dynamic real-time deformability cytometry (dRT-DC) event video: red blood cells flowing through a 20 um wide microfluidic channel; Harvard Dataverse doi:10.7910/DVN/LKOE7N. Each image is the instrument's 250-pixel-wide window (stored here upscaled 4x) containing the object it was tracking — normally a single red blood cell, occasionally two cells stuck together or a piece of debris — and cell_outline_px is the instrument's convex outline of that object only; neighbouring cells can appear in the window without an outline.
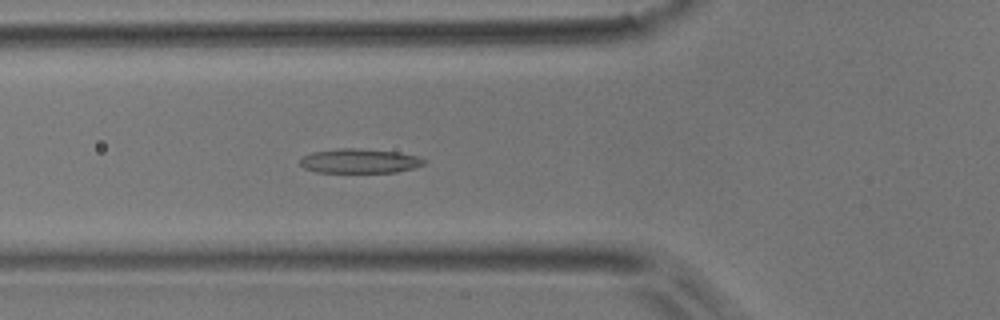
{"species": "common noctule bat (a hibernating species)", "species_latin": "Nyctalus noctula", "temperature_condition": "room temperature", "stored_images_in_passage": 50, "camera_frame_rate_fps": 3000, "um_per_image_px": 0.085, "animal": {"sex": "male", "body_mass_g": 17.9}, "frame": {"image": 1, "passage_image": 17, "time_ms": 5.333, "image_size_px": [1000, 320], "cell_outline_px": [[428, 160], [424, 164], [416, 168], [396, 172], [316, 172], [304, 168], [300, 164], [300, 160], [304, 156], [312, 152], [340, 148], [352, 148], [400, 152], [416, 156]], "centroid_in_image_um": [30.6, 13.68], "position_along_channel_um": 95.2, "area_um2": 17.63}}
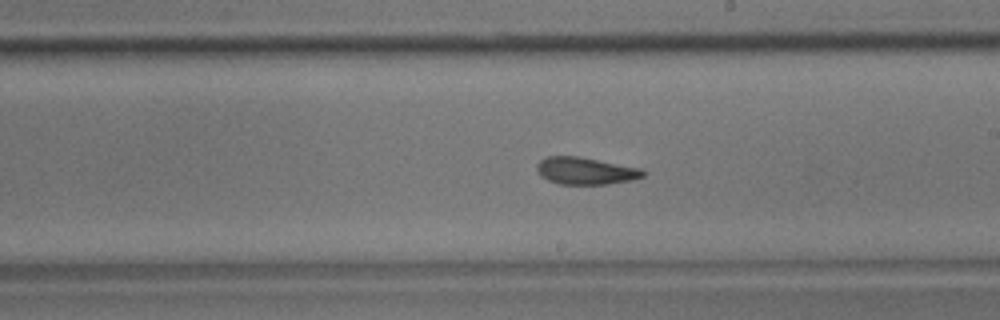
{"frame": {"image": 2, "passage_image": 28, "time_ms": 9.0, "image_size_px": [1000, 320], "cell_outline_px": [[648, 172], [644, 176], [632, 180], [608, 184], [560, 184], [548, 180], [540, 176], [536, 168], [536, 164], [540, 160], [548, 156], [580, 156], [640, 168]], "centroid_in_image_um": [49.78, 14.52], "position_along_channel_um": 239.2, "area_um2": 16.94}}
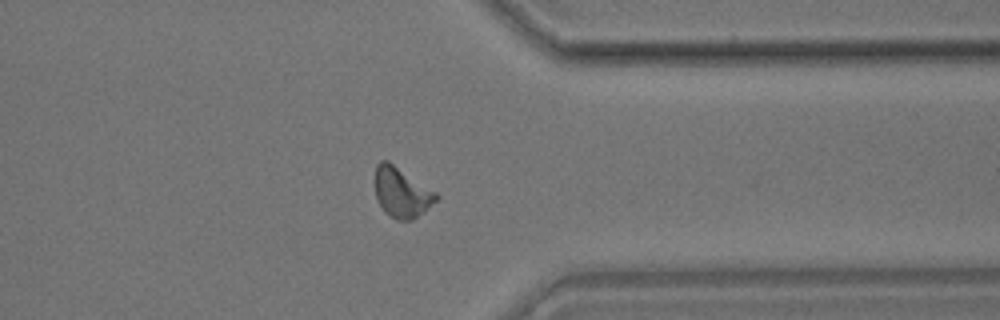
{"frame": {"image": 3, "passage_image": 39, "time_ms": 12.667, "image_size_px": [1000, 320], "cell_outline_px": [[440, 196], [424, 212], [412, 220], [396, 220], [388, 216], [384, 212], [376, 200], [376, 164], [380, 160], [388, 160], [436, 192]], "centroid_in_image_um": [34.13, 16.37], "position_along_channel_um": 377.3, "area_um2": 17.86}, "authors_computed_cell_mechanics": {"area_um2": 17.1666, "velocity_mm_per_s": 3.9167, "shape_relaxation_time_tau1_ms": 6.3107, "shape_relaxation_time_tau2_ms": 2.5846, "deformation_change_tau1": 0.1568, "deformation_change_tau2": 0.0987}}